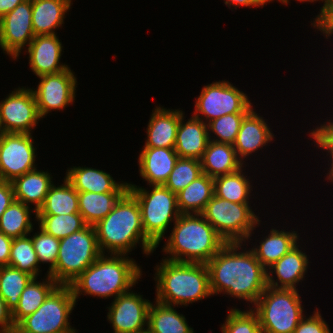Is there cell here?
Masks as SVG:
<instances>
[{"label": "cell", "mask_w": 333, "mask_h": 333, "mask_svg": "<svg viewBox=\"0 0 333 333\" xmlns=\"http://www.w3.org/2000/svg\"><path fill=\"white\" fill-rule=\"evenodd\" d=\"M242 243H226L206 264L212 295L224 292L255 304L267 287V270ZM239 251V252H237Z\"/></svg>", "instance_id": "6da1fadb"}, {"label": "cell", "mask_w": 333, "mask_h": 333, "mask_svg": "<svg viewBox=\"0 0 333 333\" xmlns=\"http://www.w3.org/2000/svg\"><path fill=\"white\" fill-rule=\"evenodd\" d=\"M94 228L102 254H105L107 249L111 254L127 255L139 242H142V249L146 255H150L157 248L145 235L139 204L129 191Z\"/></svg>", "instance_id": "7a4b0ae2"}, {"label": "cell", "mask_w": 333, "mask_h": 333, "mask_svg": "<svg viewBox=\"0 0 333 333\" xmlns=\"http://www.w3.org/2000/svg\"><path fill=\"white\" fill-rule=\"evenodd\" d=\"M123 254L101 256L81 273L71 284L75 301L83 292L102 298L129 292L141 277L140 266Z\"/></svg>", "instance_id": "3957f363"}, {"label": "cell", "mask_w": 333, "mask_h": 333, "mask_svg": "<svg viewBox=\"0 0 333 333\" xmlns=\"http://www.w3.org/2000/svg\"><path fill=\"white\" fill-rule=\"evenodd\" d=\"M174 223L163 247V252L170 254L165 259L207 264L226 244L202 214H181Z\"/></svg>", "instance_id": "277c9868"}, {"label": "cell", "mask_w": 333, "mask_h": 333, "mask_svg": "<svg viewBox=\"0 0 333 333\" xmlns=\"http://www.w3.org/2000/svg\"><path fill=\"white\" fill-rule=\"evenodd\" d=\"M156 265V301L166 305H187L211 296L206 264L162 259Z\"/></svg>", "instance_id": "5b68a950"}, {"label": "cell", "mask_w": 333, "mask_h": 333, "mask_svg": "<svg viewBox=\"0 0 333 333\" xmlns=\"http://www.w3.org/2000/svg\"><path fill=\"white\" fill-rule=\"evenodd\" d=\"M101 254L95 228L87 225L80 231L60 239L57 262L48 275L59 285H70Z\"/></svg>", "instance_id": "8992f818"}, {"label": "cell", "mask_w": 333, "mask_h": 333, "mask_svg": "<svg viewBox=\"0 0 333 333\" xmlns=\"http://www.w3.org/2000/svg\"><path fill=\"white\" fill-rule=\"evenodd\" d=\"M298 289L267 286L254 304L259 324L266 333H293L304 317Z\"/></svg>", "instance_id": "52a82bcc"}, {"label": "cell", "mask_w": 333, "mask_h": 333, "mask_svg": "<svg viewBox=\"0 0 333 333\" xmlns=\"http://www.w3.org/2000/svg\"><path fill=\"white\" fill-rule=\"evenodd\" d=\"M145 188L129 183L128 191L136 198L141 210V222L145 235L158 247L171 221L181 215L177 205V194L164 185Z\"/></svg>", "instance_id": "ba28073f"}, {"label": "cell", "mask_w": 333, "mask_h": 333, "mask_svg": "<svg viewBox=\"0 0 333 333\" xmlns=\"http://www.w3.org/2000/svg\"><path fill=\"white\" fill-rule=\"evenodd\" d=\"M76 302L70 285H58L33 314L16 325V329L21 333H76L68 322Z\"/></svg>", "instance_id": "9c48e42d"}, {"label": "cell", "mask_w": 333, "mask_h": 333, "mask_svg": "<svg viewBox=\"0 0 333 333\" xmlns=\"http://www.w3.org/2000/svg\"><path fill=\"white\" fill-rule=\"evenodd\" d=\"M201 214L226 243H243L251 237L254 228L260 225L259 217L249 204L229 202L215 195Z\"/></svg>", "instance_id": "30bf717a"}, {"label": "cell", "mask_w": 333, "mask_h": 333, "mask_svg": "<svg viewBox=\"0 0 333 333\" xmlns=\"http://www.w3.org/2000/svg\"><path fill=\"white\" fill-rule=\"evenodd\" d=\"M248 96L228 81H219L204 86L195 102L194 117L200 113L210 121L227 114L249 113L253 108Z\"/></svg>", "instance_id": "8fae6325"}, {"label": "cell", "mask_w": 333, "mask_h": 333, "mask_svg": "<svg viewBox=\"0 0 333 333\" xmlns=\"http://www.w3.org/2000/svg\"><path fill=\"white\" fill-rule=\"evenodd\" d=\"M33 137L28 133H4L0 137V179L15 178L36 169Z\"/></svg>", "instance_id": "7c38bea8"}, {"label": "cell", "mask_w": 333, "mask_h": 333, "mask_svg": "<svg viewBox=\"0 0 333 333\" xmlns=\"http://www.w3.org/2000/svg\"><path fill=\"white\" fill-rule=\"evenodd\" d=\"M40 118L32 89L19 87L0 102V123L4 133L31 134Z\"/></svg>", "instance_id": "4fadbf2b"}, {"label": "cell", "mask_w": 333, "mask_h": 333, "mask_svg": "<svg viewBox=\"0 0 333 333\" xmlns=\"http://www.w3.org/2000/svg\"><path fill=\"white\" fill-rule=\"evenodd\" d=\"M70 68L42 75L36 90H33L39 115L43 118L51 110H62L75 100L76 77Z\"/></svg>", "instance_id": "5bb4252c"}, {"label": "cell", "mask_w": 333, "mask_h": 333, "mask_svg": "<svg viewBox=\"0 0 333 333\" xmlns=\"http://www.w3.org/2000/svg\"><path fill=\"white\" fill-rule=\"evenodd\" d=\"M34 37L31 0L0 18V47L13 59L19 57L23 47L29 46Z\"/></svg>", "instance_id": "9a60e30c"}, {"label": "cell", "mask_w": 333, "mask_h": 333, "mask_svg": "<svg viewBox=\"0 0 333 333\" xmlns=\"http://www.w3.org/2000/svg\"><path fill=\"white\" fill-rule=\"evenodd\" d=\"M109 306L107 314L114 333H139L147 329L148 311L152 302L142 295L126 292L119 295Z\"/></svg>", "instance_id": "2e32d148"}, {"label": "cell", "mask_w": 333, "mask_h": 333, "mask_svg": "<svg viewBox=\"0 0 333 333\" xmlns=\"http://www.w3.org/2000/svg\"><path fill=\"white\" fill-rule=\"evenodd\" d=\"M56 35H37L29 43L26 51L29 53V65L38 77L69 68L59 62L63 46Z\"/></svg>", "instance_id": "e0dca14e"}, {"label": "cell", "mask_w": 333, "mask_h": 333, "mask_svg": "<svg viewBox=\"0 0 333 333\" xmlns=\"http://www.w3.org/2000/svg\"><path fill=\"white\" fill-rule=\"evenodd\" d=\"M183 111L180 110V121L175 140V151L180 158H195L200 160L210 141L207 124L192 116L184 123Z\"/></svg>", "instance_id": "ac0fdd59"}, {"label": "cell", "mask_w": 333, "mask_h": 333, "mask_svg": "<svg viewBox=\"0 0 333 333\" xmlns=\"http://www.w3.org/2000/svg\"><path fill=\"white\" fill-rule=\"evenodd\" d=\"M140 175L149 185H164L177 160L174 148L144 147L138 157Z\"/></svg>", "instance_id": "d6986e66"}, {"label": "cell", "mask_w": 333, "mask_h": 333, "mask_svg": "<svg viewBox=\"0 0 333 333\" xmlns=\"http://www.w3.org/2000/svg\"><path fill=\"white\" fill-rule=\"evenodd\" d=\"M266 123L261 116L257 115L254 109L244 117L233 144L240 160L243 161L246 156L273 141L274 134L271 133L272 131Z\"/></svg>", "instance_id": "ffe728a7"}, {"label": "cell", "mask_w": 333, "mask_h": 333, "mask_svg": "<svg viewBox=\"0 0 333 333\" xmlns=\"http://www.w3.org/2000/svg\"><path fill=\"white\" fill-rule=\"evenodd\" d=\"M307 267L308 258L306 253L299 250V246L296 245L267 269V286L296 289L298 282L305 277ZM268 270L270 271L268 272ZM273 272L277 275L278 279H276V281L272 277ZM278 283H280V285Z\"/></svg>", "instance_id": "44dd1931"}, {"label": "cell", "mask_w": 333, "mask_h": 333, "mask_svg": "<svg viewBox=\"0 0 333 333\" xmlns=\"http://www.w3.org/2000/svg\"><path fill=\"white\" fill-rule=\"evenodd\" d=\"M180 121V110L156 107L147 126V140L144 147L174 148Z\"/></svg>", "instance_id": "7402d4cb"}, {"label": "cell", "mask_w": 333, "mask_h": 333, "mask_svg": "<svg viewBox=\"0 0 333 333\" xmlns=\"http://www.w3.org/2000/svg\"><path fill=\"white\" fill-rule=\"evenodd\" d=\"M66 179L78 192H127L129 183H117L110 174L99 169L73 167L67 170Z\"/></svg>", "instance_id": "603a6c76"}, {"label": "cell", "mask_w": 333, "mask_h": 333, "mask_svg": "<svg viewBox=\"0 0 333 333\" xmlns=\"http://www.w3.org/2000/svg\"><path fill=\"white\" fill-rule=\"evenodd\" d=\"M52 178L48 172L38 171L37 169L15 178L11 182L15 200L27 206H29V203H34V214L37 216L38 210L43 206L46 195L53 185Z\"/></svg>", "instance_id": "cb8c5ba5"}, {"label": "cell", "mask_w": 333, "mask_h": 333, "mask_svg": "<svg viewBox=\"0 0 333 333\" xmlns=\"http://www.w3.org/2000/svg\"><path fill=\"white\" fill-rule=\"evenodd\" d=\"M72 0H31L34 35H54L64 23Z\"/></svg>", "instance_id": "d4e9b609"}, {"label": "cell", "mask_w": 333, "mask_h": 333, "mask_svg": "<svg viewBox=\"0 0 333 333\" xmlns=\"http://www.w3.org/2000/svg\"><path fill=\"white\" fill-rule=\"evenodd\" d=\"M202 173L211 178L233 173L242 168L240 160L231 144L209 141L200 159Z\"/></svg>", "instance_id": "484cf974"}, {"label": "cell", "mask_w": 333, "mask_h": 333, "mask_svg": "<svg viewBox=\"0 0 333 333\" xmlns=\"http://www.w3.org/2000/svg\"><path fill=\"white\" fill-rule=\"evenodd\" d=\"M213 196V178L202 173L187 187L177 193L178 209L181 214H201Z\"/></svg>", "instance_id": "4316f807"}, {"label": "cell", "mask_w": 333, "mask_h": 333, "mask_svg": "<svg viewBox=\"0 0 333 333\" xmlns=\"http://www.w3.org/2000/svg\"><path fill=\"white\" fill-rule=\"evenodd\" d=\"M297 239L299 237L295 231L271 229L269 235L257 246L258 248H252V252L267 270L298 244Z\"/></svg>", "instance_id": "83f0119b"}, {"label": "cell", "mask_w": 333, "mask_h": 333, "mask_svg": "<svg viewBox=\"0 0 333 333\" xmlns=\"http://www.w3.org/2000/svg\"><path fill=\"white\" fill-rule=\"evenodd\" d=\"M126 192H78L79 213L87 225L95 226L114 208Z\"/></svg>", "instance_id": "f1b7e54d"}, {"label": "cell", "mask_w": 333, "mask_h": 333, "mask_svg": "<svg viewBox=\"0 0 333 333\" xmlns=\"http://www.w3.org/2000/svg\"><path fill=\"white\" fill-rule=\"evenodd\" d=\"M147 329L151 333H194L183 314H179L173 305L158 301L149 307Z\"/></svg>", "instance_id": "f546056e"}, {"label": "cell", "mask_w": 333, "mask_h": 333, "mask_svg": "<svg viewBox=\"0 0 333 333\" xmlns=\"http://www.w3.org/2000/svg\"><path fill=\"white\" fill-rule=\"evenodd\" d=\"M45 281L39 283L36 278H33L21 293L18 306L12 312V320L15 326L26 316L33 314L59 285L48 274Z\"/></svg>", "instance_id": "4dcf8cb0"}, {"label": "cell", "mask_w": 333, "mask_h": 333, "mask_svg": "<svg viewBox=\"0 0 333 333\" xmlns=\"http://www.w3.org/2000/svg\"><path fill=\"white\" fill-rule=\"evenodd\" d=\"M79 213L78 191L64 178V183L58 187L51 186L43 206L37 215H66Z\"/></svg>", "instance_id": "1f68e13d"}, {"label": "cell", "mask_w": 333, "mask_h": 333, "mask_svg": "<svg viewBox=\"0 0 333 333\" xmlns=\"http://www.w3.org/2000/svg\"><path fill=\"white\" fill-rule=\"evenodd\" d=\"M242 171L240 168L233 173L213 178L214 195L229 202L249 204L252 186Z\"/></svg>", "instance_id": "d6a6232c"}, {"label": "cell", "mask_w": 333, "mask_h": 333, "mask_svg": "<svg viewBox=\"0 0 333 333\" xmlns=\"http://www.w3.org/2000/svg\"><path fill=\"white\" fill-rule=\"evenodd\" d=\"M34 211H30V207L24 203L14 200L0 217V231L12 239L27 236L33 230L30 215Z\"/></svg>", "instance_id": "836d02e7"}, {"label": "cell", "mask_w": 333, "mask_h": 333, "mask_svg": "<svg viewBox=\"0 0 333 333\" xmlns=\"http://www.w3.org/2000/svg\"><path fill=\"white\" fill-rule=\"evenodd\" d=\"M33 278L15 267H0V295L11 312L18 306L21 293Z\"/></svg>", "instance_id": "e575fe53"}, {"label": "cell", "mask_w": 333, "mask_h": 333, "mask_svg": "<svg viewBox=\"0 0 333 333\" xmlns=\"http://www.w3.org/2000/svg\"><path fill=\"white\" fill-rule=\"evenodd\" d=\"M39 227L57 239H63L87 226L80 213L66 215H37Z\"/></svg>", "instance_id": "d590c367"}, {"label": "cell", "mask_w": 333, "mask_h": 333, "mask_svg": "<svg viewBox=\"0 0 333 333\" xmlns=\"http://www.w3.org/2000/svg\"><path fill=\"white\" fill-rule=\"evenodd\" d=\"M8 265L37 278L39 261L32 244V238L27 235L13 239Z\"/></svg>", "instance_id": "8d00e7d4"}, {"label": "cell", "mask_w": 333, "mask_h": 333, "mask_svg": "<svg viewBox=\"0 0 333 333\" xmlns=\"http://www.w3.org/2000/svg\"><path fill=\"white\" fill-rule=\"evenodd\" d=\"M201 174L200 160L179 157L164 186L177 194Z\"/></svg>", "instance_id": "74e56055"}, {"label": "cell", "mask_w": 333, "mask_h": 333, "mask_svg": "<svg viewBox=\"0 0 333 333\" xmlns=\"http://www.w3.org/2000/svg\"><path fill=\"white\" fill-rule=\"evenodd\" d=\"M221 330L222 333H266L253 308L247 311L231 309Z\"/></svg>", "instance_id": "f35d334b"}, {"label": "cell", "mask_w": 333, "mask_h": 333, "mask_svg": "<svg viewBox=\"0 0 333 333\" xmlns=\"http://www.w3.org/2000/svg\"><path fill=\"white\" fill-rule=\"evenodd\" d=\"M247 114L248 113L227 114L207 123L208 131L213 132L217 136V139L212 140L210 138V141L233 145L242 121Z\"/></svg>", "instance_id": "ab89813d"}, {"label": "cell", "mask_w": 333, "mask_h": 333, "mask_svg": "<svg viewBox=\"0 0 333 333\" xmlns=\"http://www.w3.org/2000/svg\"><path fill=\"white\" fill-rule=\"evenodd\" d=\"M40 231L35 233L32 238V244L37 254V258L39 263H49V271L50 273L56 265L59 247H60V239L55 238L54 236L46 233L43 229L39 227Z\"/></svg>", "instance_id": "60d3db41"}, {"label": "cell", "mask_w": 333, "mask_h": 333, "mask_svg": "<svg viewBox=\"0 0 333 333\" xmlns=\"http://www.w3.org/2000/svg\"><path fill=\"white\" fill-rule=\"evenodd\" d=\"M293 333H331V331L320 312L316 310L314 315L308 318L303 317Z\"/></svg>", "instance_id": "b9f144b4"}, {"label": "cell", "mask_w": 333, "mask_h": 333, "mask_svg": "<svg viewBox=\"0 0 333 333\" xmlns=\"http://www.w3.org/2000/svg\"><path fill=\"white\" fill-rule=\"evenodd\" d=\"M310 136L314 139L321 149H333V122L325 123L313 129Z\"/></svg>", "instance_id": "7bdbcfd3"}, {"label": "cell", "mask_w": 333, "mask_h": 333, "mask_svg": "<svg viewBox=\"0 0 333 333\" xmlns=\"http://www.w3.org/2000/svg\"><path fill=\"white\" fill-rule=\"evenodd\" d=\"M15 200L11 182L0 179V217Z\"/></svg>", "instance_id": "ee69618b"}, {"label": "cell", "mask_w": 333, "mask_h": 333, "mask_svg": "<svg viewBox=\"0 0 333 333\" xmlns=\"http://www.w3.org/2000/svg\"><path fill=\"white\" fill-rule=\"evenodd\" d=\"M319 15L316 16L313 26H333V0H323Z\"/></svg>", "instance_id": "f6af8a7d"}, {"label": "cell", "mask_w": 333, "mask_h": 333, "mask_svg": "<svg viewBox=\"0 0 333 333\" xmlns=\"http://www.w3.org/2000/svg\"><path fill=\"white\" fill-rule=\"evenodd\" d=\"M0 333H7L16 328L12 320V312L7 308L6 301L0 295Z\"/></svg>", "instance_id": "bcb514c9"}, {"label": "cell", "mask_w": 333, "mask_h": 333, "mask_svg": "<svg viewBox=\"0 0 333 333\" xmlns=\"http://www.w3.org/2000/svg\"><path fill=\"white\" fill-rule=\"evenodd\" d=\"M13 239L0 231V267L7 266Z\"/></svg>", "instance_id": "7dc6e473"}, {"label": "cell", "mask_w": 333, "mask_h": 333, "mask_svg": "<svg viewBox=\"0 0 333 333\" xmlns=\"http://www.w3.org/2000/svg\"><path fill=\"white\" fill-rule=\"evenodd\" d=\"M228 7L230 6H233L235 7V9L238 7V6H247V7H254V6H264L267 1L266 0H225L224 2Z\"/></svg>", "instance_id": "c3c4849f"}, {"label": "cell", "mask_w": 333, "mask_h": 333, "mask_svg": "<svg viewBox=\"0 0 333 333\" xmlns=\"http://www.w3.org/2000/svg\"><path fill=\"white\" fill-rule=\"evenodd\" d=\"M26 0H0V18Z\"/></svg>", "instance_id": "681fc988"}, {"label": "cell", "mask_w": 333, "mask_h": 333, "mask_svg": "<svg viewBox=\"0 0 333 333\" xmlns=\"http://www.w3.org/2000/svg\"><path fill=\"white\" fill-rule=\"evenodd\" d=\"M314 27L323 32V34H325L326 36V39H328L327 37L332 36L333 34V26H314Z\"/></svg>", "instance_id": "f907efd6"}, {"label": "cell", "mask_w": 333, "mask_h": 333, "mask_svg": "<svg viewBox=\"0 0 333 333\" xmlns=\"http://www.w3.org/2000/svg\"><path fill=\"white\" fill-rule=\"evenodd\" d=\"M326 150L328 151V153H330L329 155H330V159L332 162V163H330L331 169L329 170V174H328L329 176L327 177V179L333 181V149H326Z\"/></svg>", "instance_id": "816d5d0a"}, {"label": "cell", "mask_w": 333, "mask_h": 333, "mask_svg": "<svg viewBox=\"0 0 333 333\" xmlns=\"http://www.w3.org/2000/svg\"><path fill=\"white\" fill-rule=\"evenodd\" d=\"M267 1V3L269 2L270 3V1H273V0H266ZM278 1H280V2H282L283 4H288V1L289 0H278ZM297 1H302V2H305V1H307V2H314V1H318V0H297ZM322 2H323V0H321Z\"/></svg>", "instance_id": "f5cc1de1"}, {"label": "cell", "mask_w": 333, "mask_h": 333, "mask_svg": "<svg viewBox=\"0 0 333 333\" xmlns=\"http://www.w3.org/2000/svg\"><path fill=\"white\" fill-rule=\"evenodd\" d=\"M7 333H21L20 331H18L16 328L11 329L10 331H8Z\"/></svg>", "instance_id": "db71d44e"}, {"label": "cell", "mask_w": 333, "mask_h": 333, "mask_svg": "<svg viewBox=\"0 0 333 333\" xmlns=\"http://www.w3.org/2000/svg\"><path fill=\"white\" fill-rule=\"evenodd\" d=\"M4 134V131L2 129L1 123H0V137Z\"/></svg>", "instance_id": "11a10c76"}, {"label": "cell", "mask_w": 333, "mask_h": 333, "mask_svg": "<svg viewBox=\"0 0 333 333\" xmlns=\"http://www.w3.org/2000/svg\"><path fill=\"white\" fill-rule=\"evenodd\" d=\"M139 333H151L148 329L142 331V332H139Z\"/></svg>", "instance_id": "9f6ffc18"}]
</instances>
